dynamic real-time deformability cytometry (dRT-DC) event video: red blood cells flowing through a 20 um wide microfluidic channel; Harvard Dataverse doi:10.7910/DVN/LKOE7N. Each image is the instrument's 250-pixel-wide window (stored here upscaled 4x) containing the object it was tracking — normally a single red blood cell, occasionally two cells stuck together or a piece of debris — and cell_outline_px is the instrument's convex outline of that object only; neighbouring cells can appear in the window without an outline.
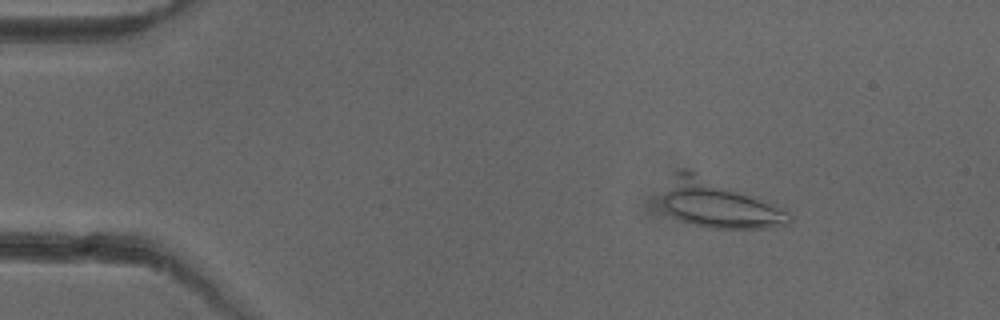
{"species": "common noctule bat (a hibernating species)", "species_latin": "Nyctalus noctula", "temperature_condition": "cold", "stored_images_in_passage": 52, "camera_frame_rate_fps": 3000, "um_per_image_px": 0.085, "animal": {"sex": "female"}, "frame": {"image": 1, "passage_image": 7, "time_ms": 2.0, "image_size_px": [1000, 320], "cell_outline_px": [[792, 220], [788, 224], [768, 228], [708, 228], [684, 220], [668, 212], [664, 204], [664, 196], [676, 172], [692, 172], [744, 192], [788, 212], [792, 216]], "centroid_in_image_um": [61.15, 17.41], "position_along_channel_um": 23.9, "area_um2": 33.12}}
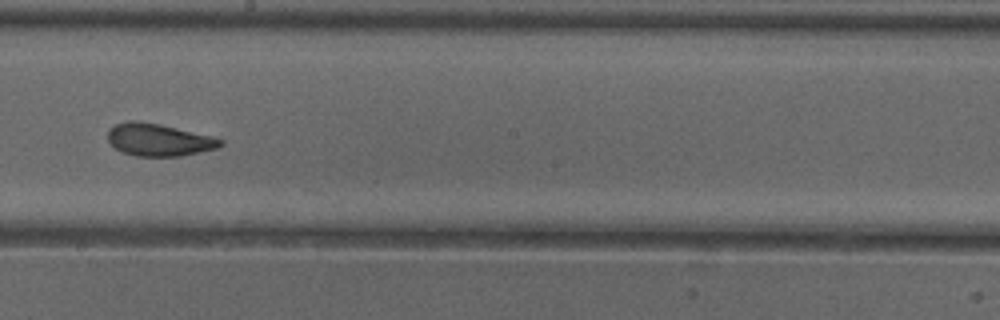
{"frame": {"image": 2, "passage_image": 29, "time_ms": 9.333, "image_size_px": [1000, 320], "cell_outline_px": [[224, 144], [216, 148], [180, 156], [136, 156], [124, 152], [116, 148], [108, 140], [108, 128], [116, 124], [132, 120], [136, 120], [160, 124], [212, 136], [224, 140]], "centroid_in_image_um": [13.5, 11.87], "position_along_channel_um": 234.7, "area_um2": 21.1}}
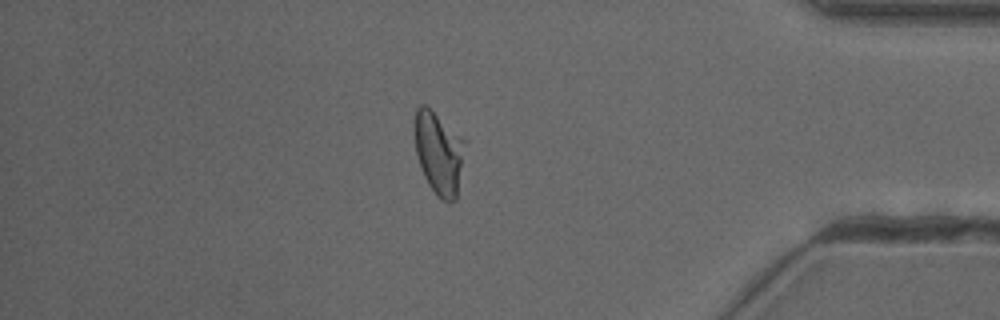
{"frame": {"image": 3, "passage_image": 44, "time_ms": 14.333, "image_size_px": [1000, 320], "cell_outline_px": [[464, 140], [456, 200], [448, 204], [440, 200], [436, 196], [428, 184], [424, 176], [416, 156], [412, 132], [416, 108], [420, 104], [424, 104], [460, 136]], "centroid_in_image_um": [37.21, 13.02], "position_along_channel_um": 398.0, "area_um2": 24.1}, "authors_computed_cell_mechanics": {"area_um2": 22.3686, "velocity_mm_per_s": 3.939, "shape_relaxation_time_tau1_ms": null, "shape_relaxation_time_tau2_ms": 3.1223, "deformation_change_tau1": null, "deformation_change_tau2": 0.0918}}